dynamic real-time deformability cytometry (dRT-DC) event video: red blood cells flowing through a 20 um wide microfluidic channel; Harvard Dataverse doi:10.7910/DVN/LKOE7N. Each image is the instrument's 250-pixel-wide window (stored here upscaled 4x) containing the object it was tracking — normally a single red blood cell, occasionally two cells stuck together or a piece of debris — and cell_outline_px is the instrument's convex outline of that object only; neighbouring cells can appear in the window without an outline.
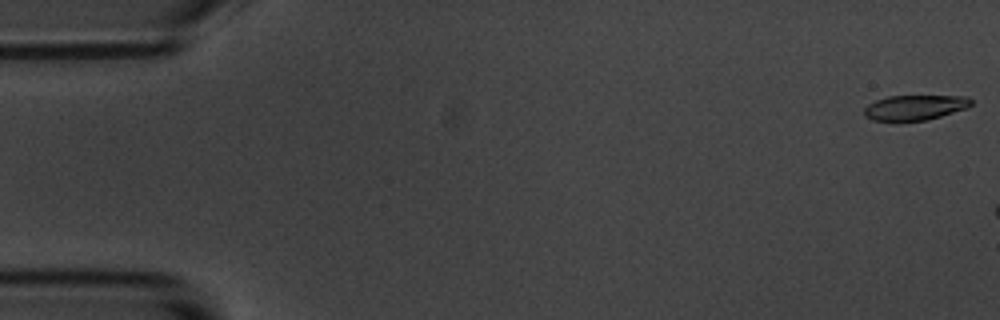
{"species": "common noctule bat (a hibernating species)", "species_latin": "Nyctalus noctula", "temperature_condition": "room temperature", "stored_images_in_passage": 4, "camera_frame_rate_fps": 3000, "um_per_image_px": 0.085, "animal": {"sex": "male", "body_mass_g": 20.1, "forearm_length_mm": 53.5}, "frame": {"image": 1, "passage_image": 1, "time_ms": 0.0, "image_size_px": [1000, 320], "cell_outline_px": [[972, 104], [968, 108], [928, 120], [896, 124], [872, 120], [864, 116], [864, 108], [868, 104], [876, 100], [888, 96], [968, 96], [972, 100]], "centroid_in_image_um": [77.72, 9.19], "position_along_channel_um": 7.3, "area_um2": 16.42}}